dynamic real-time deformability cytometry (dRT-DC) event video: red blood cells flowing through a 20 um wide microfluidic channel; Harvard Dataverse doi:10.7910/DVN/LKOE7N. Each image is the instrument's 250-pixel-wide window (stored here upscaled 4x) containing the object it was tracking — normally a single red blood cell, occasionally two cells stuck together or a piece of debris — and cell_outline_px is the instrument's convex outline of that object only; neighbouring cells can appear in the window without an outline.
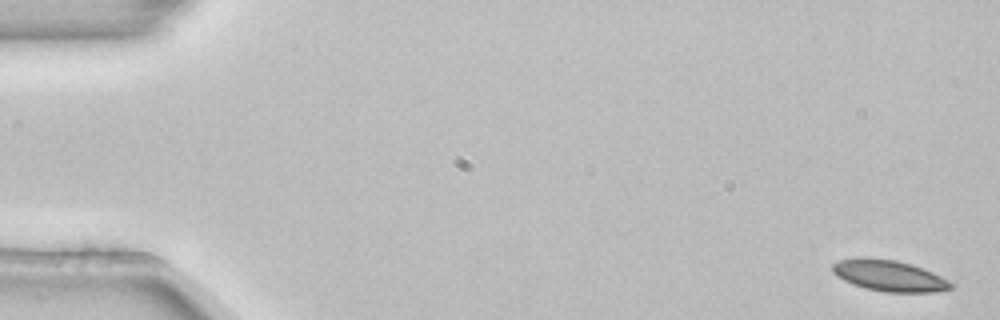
{"species": "common noctule bat (a hibernating species)", "species_latin": "Nyctalus noctula", "temperature_condition": "room temperature", "stored_images_in_passage": 4, "camera_frame_rate_fps": 3000, "um_per_image_px": 0.085, "animal": {"sex": "female", "body_mass_g": 22.7, "forearm_length_mm": 54.2}, "frame": {"image": 1, "passage_image": 1, "time_ms": 0.0, "image_size_px": [1000, 320], "cell_outline_px": [[956, 284], [952, 288], [932, 292], [884, 292], [864, 288], [852, 284], [836, 276], [832, 272], [832, 264], [840, 260], [856, 256], [868, 256], [896, 260], [912, 264], [932, 272]], "centroid_in_image_um": [75.54, 23.41], "position_along_channel_um": 9.5, "area_um2": 21.85}}
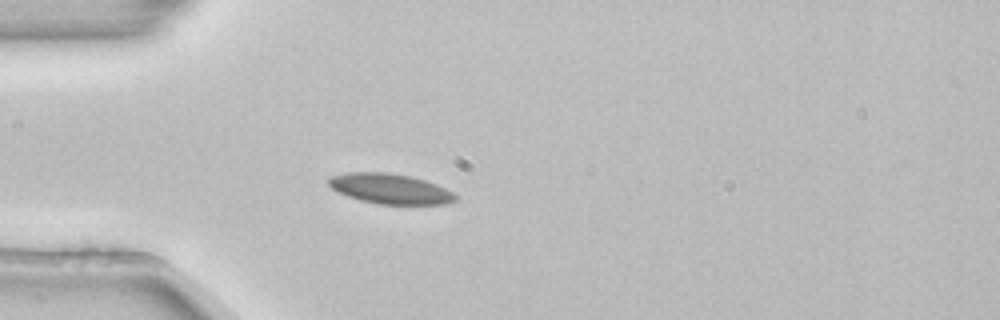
{"frame": {"image": 2, "passage_image": 4, "time_ms": 1.0, "image_size_px": [1000, 320], "cell_outline_px": [[456, 200], [448, 204], [376, 204], [360, 200], [348, 196], [332, 188], [328, 184], [328, 176], [348, 172], [388, 172], [408, 176], [424, 180], [436, 184], [452, 192], [456, 196]], "centroid_in_image_um": [33.13, 16.04], "position_along_channel_um": 51.9, "area_um2": 22.2}}